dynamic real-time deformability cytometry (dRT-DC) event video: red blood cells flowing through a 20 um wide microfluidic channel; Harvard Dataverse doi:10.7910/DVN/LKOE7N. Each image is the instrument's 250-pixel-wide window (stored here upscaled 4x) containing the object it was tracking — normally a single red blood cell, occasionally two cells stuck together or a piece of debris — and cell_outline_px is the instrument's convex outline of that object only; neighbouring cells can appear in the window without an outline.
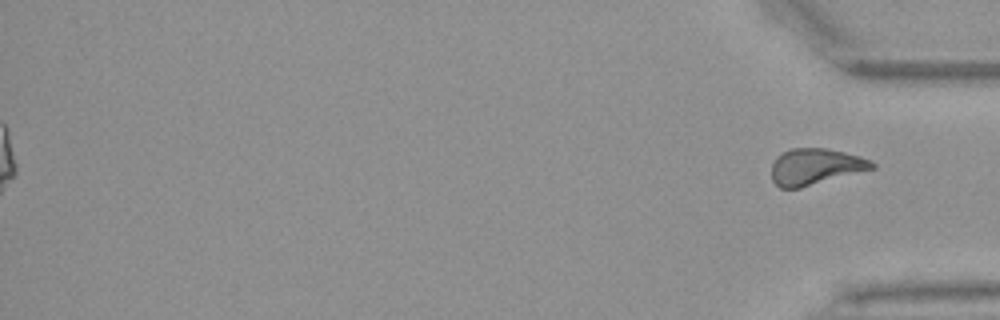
{"species": "Egyptian fruit bat (a non-hibernating species)", "species_latin": "Rousettus aegyptiacus", "temperature_condition": "warm", "stored_images_in_passage": 38, "segment_of_instrument_passage": [2, 2], "camera_frame_rate_fps": 3000, "um_per_image_px": 0.085, "animal": {"sex": "female"}, "frame": {"image": 1, "passage_image": 38, "time_ms": 12.333, "image_size_px": [1000, 320], "cell_outline_px": [[876, 168], [800, 188], [780, 188], [772, 180], [772, 164], [776, 156], [792, 148], [828, 148], [860, 156], [872, 160], [876, 164]], "centroid_in_image_um": [69.33, 14.16], "position_along_channel_um": 365.9, "area_um2": 21.33}}